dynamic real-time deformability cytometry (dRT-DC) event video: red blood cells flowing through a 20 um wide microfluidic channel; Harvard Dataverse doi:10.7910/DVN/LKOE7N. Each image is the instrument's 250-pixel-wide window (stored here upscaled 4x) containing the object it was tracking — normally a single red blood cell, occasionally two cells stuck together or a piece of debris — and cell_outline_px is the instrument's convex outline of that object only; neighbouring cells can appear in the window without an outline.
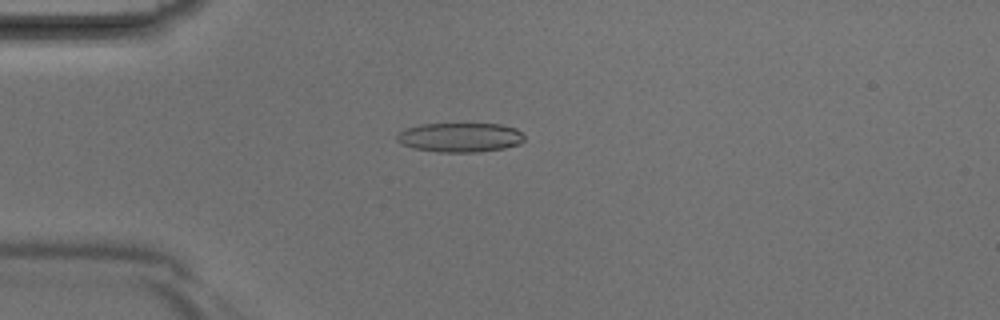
{"species": "Egyptian fruit bat (a non-hibernating species)", "species_latin": "Rousettus aegyptiacus", "temperature_condition": "room temperature", "stored_images_in_passage": 31, "camera_frame_rate_fps": 3000, "um_per_image_px": 0.085, "animal": {"sex": "male"}, "frame": {"image": 1, "passage_image": 1, "time_ms": 0.0, "image_size_px": [1000, 320], "cell_outline_px": [[524, 140], [520, 144], [504, 148], [480, 152], [440, 152], [412, 148], [400, 144], [396, 140], [396, 136], [400, 132], [408, 128], [420, 124], [500, 124], [516, 128], [524, 136]], "centroid_in_image_um": [39.1, 11.68], "position_along_channel_um": 45.9, "area_um2": 21.85}}
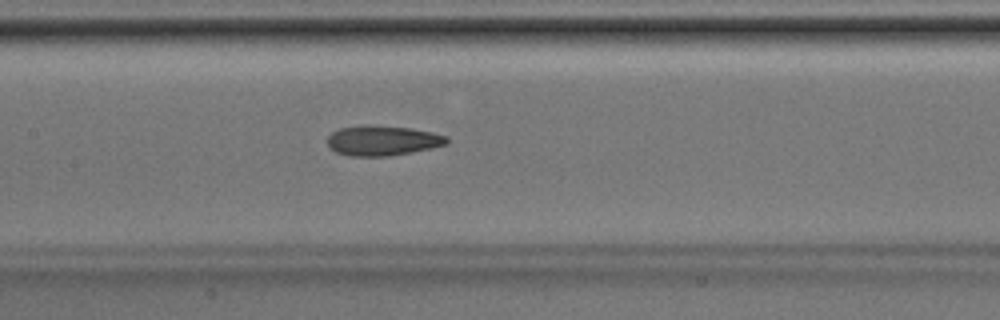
{"frame": {"image": 2, "passage_image": 10, "time_ms": 3.0, "image_size_px": [1000, 320], "cell_outline_px": [[448, 144], [432, 148], [412, 152], [388, 156], [348, 156], [336, 152], [328, 148], [328, 136], [332, 132], [340, 128], [364, 124], [368, 124], [412, 128], [432, 132], [448, 136]], "centroid_in_image_um": [32.51, 11.94], "position_along_channel_um": 174.9, "area_um2": 21.21}}
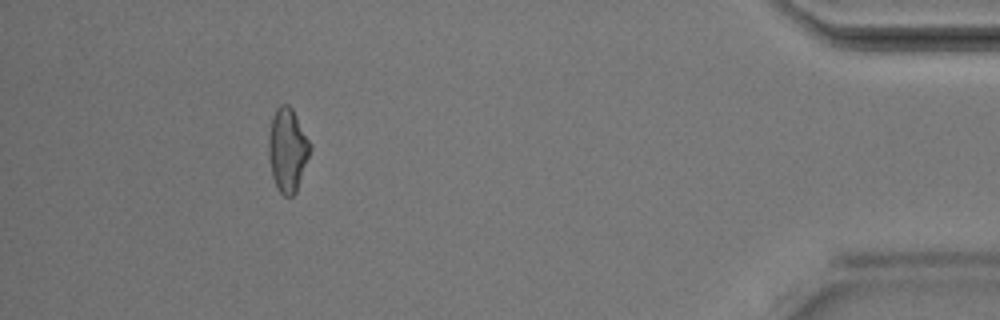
{"frame": {"image": 3, "passage_image": 28, "time_ms": 9.0, "image_size_px": [1000, 320], "cell_outline_px": [[312, 148], [296, 192], [292, 196], [284, 196], [280, 192], [272, 176], [268, 156], [268, 140], [272, 116], [276, 108], [280, 104], [288, 104], [292, 108], [312, 144]], "centroid_in_image_um": [24.45, 12.72], "position_along_channel_um": 410.8, "area_um2": 20.35}}